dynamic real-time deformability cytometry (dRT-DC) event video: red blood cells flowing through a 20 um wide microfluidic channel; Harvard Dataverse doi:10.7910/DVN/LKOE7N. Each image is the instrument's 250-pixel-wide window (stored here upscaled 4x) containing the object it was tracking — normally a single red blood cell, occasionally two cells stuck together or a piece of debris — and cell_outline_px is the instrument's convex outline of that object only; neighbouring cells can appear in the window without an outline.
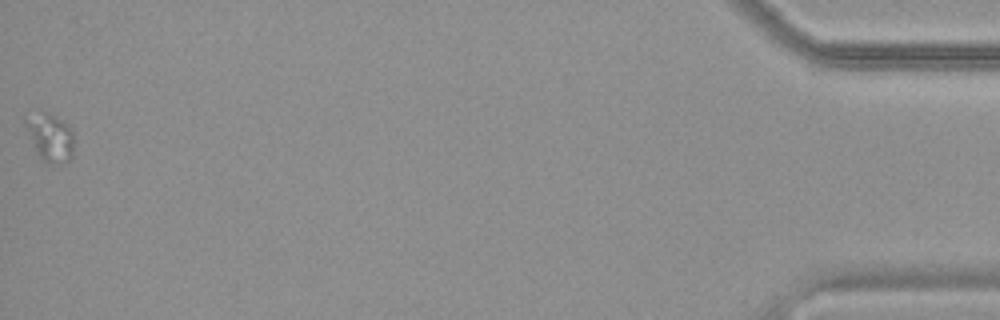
{"species": "common noctule bat (a hibernating species)", "species_latin": "Nyctalus noctula", "temperature_condition": "warm", "stored_images_in_passage": 38, "camera_frame_rate_fps": 3000, "um_per_image_px": 0.085, "animal": {"sex": "female", "body_mass_g": 19.9}, "frame": {"image": 1, "passage_image": 38, "time_ms": 12.333, "image_size_px": [1000, 320], "cell_outline_px": [[72, 156], [68, 160], [52, 164], [48, 164], [40, 160], [36, 152], [24, 124], [24, 120], [44, 112], [56, 116], [68, 124], [72, 128]], "centroid_in_image_um": [4.27, 11.71], "position_along_channel_um": 430.9, "area_um2": 13.18}}